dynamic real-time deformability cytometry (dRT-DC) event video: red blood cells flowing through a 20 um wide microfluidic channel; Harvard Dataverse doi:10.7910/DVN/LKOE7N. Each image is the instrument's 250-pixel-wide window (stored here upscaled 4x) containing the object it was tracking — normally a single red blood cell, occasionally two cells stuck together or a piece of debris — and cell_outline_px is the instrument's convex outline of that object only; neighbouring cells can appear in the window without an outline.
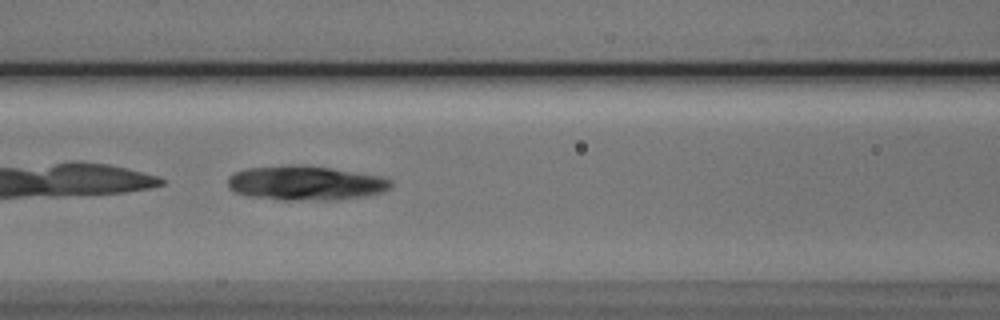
{"species": "Egyptian fruit bat (a non-hibernating species)", "species_latin": "Rousettus aegyptiacus", "temperature_condition": "cold", "stored_images_in_passage": 3, "camera_frame_rate_fps": 3000, "um_per_image_px": 0.085, "animal": {"sex": "male"}, "frame": {"image": 1, "passage_image": 3, "time_ms": 2.333, "image_size_px": [1000, 320], "cell_outline_px": [[392, 188], [384, 192], [368, 196], [336, 200], [280, 200], [248, 196], [236, 192], [228, 188], [228, 176], [244, 168], [288, 164], [328, 168], [380, 176], [392, 180]], "centroid_in_image_um": [25.97, 15.57], "position_along_channel_um": 140.6, "area_um2": 33.0}}